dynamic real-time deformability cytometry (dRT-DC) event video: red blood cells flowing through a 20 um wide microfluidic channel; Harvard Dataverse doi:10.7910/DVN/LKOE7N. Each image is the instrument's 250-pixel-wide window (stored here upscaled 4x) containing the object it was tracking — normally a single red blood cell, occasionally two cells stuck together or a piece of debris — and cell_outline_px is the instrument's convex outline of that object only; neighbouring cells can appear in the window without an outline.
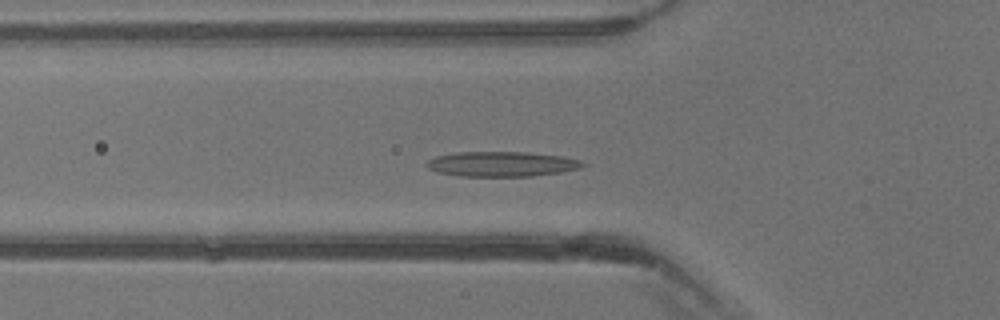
{"species": "common noctule bat (a hibernating species)", "species_latin": "Nyctalus noctula", "temperature_condition": "warm", "stored_images_in_passage": 38, "camera_frame_rate_fps": 3000, "um_per_image_px": 0.085, "animal": {"sex": "male", "body_mass_g": 13.3}, "frame": {"image": 1, "passage_image": 12, "time_ms": 3.667, "image_size_px": [1000, 320], "cell_outline_px": [[588, 164], [580, 168], [560, 172], [532, 176], [460, 176], [440, 172], [428, 168], [424, 164], [428, 160], [436, 156], [456, 152], [528, 152], [560, 156], [580, 160]], "centroid_in_image_um": [42.65, 13.94], "position_along_channel_um": 83.2, "area_um2": 22.66}}
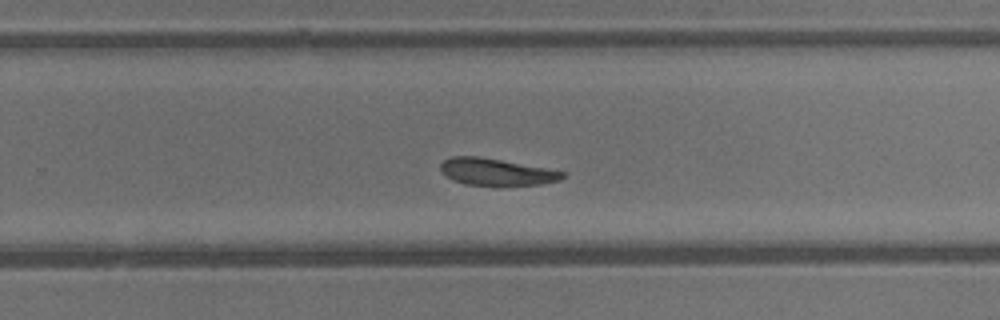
{"frame": {"image": 2, "passage_image": 24, "time_ms": 7.667, "image_size_px": [1000, 320], "cell_outline_px": [[568, 176], [560, 180], [540, 184], [496, 188], [464, 184], [452, 180], [440, 168], [440, 164], [444, 160], [452, 156], [480, 156], [568, 172]], "centroid_in_image_um": [42.25, 14.65], "position_along_channel_um": 287.6, "area_um2": 19.94}}
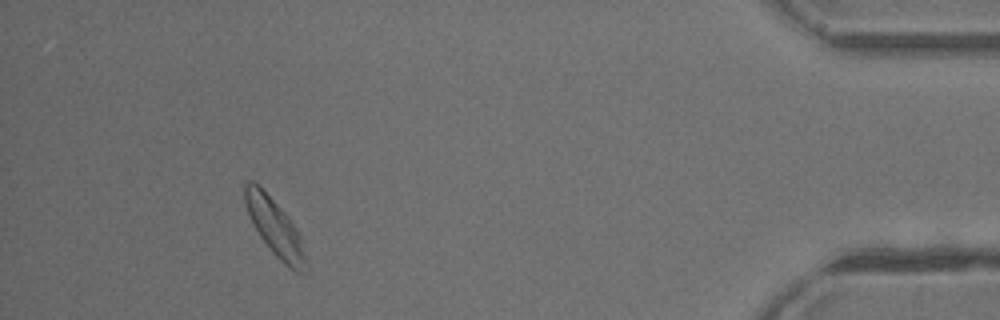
{"frame": {"image": 3, "passage_image": 35, "time_ms": 11.333, "image_size_px": [1000, 320], "cell_outline_px": [[304, 260], [300, 272], [296, 272], [288, 268], [272, 252], [260, 236], [248, 212], [244, 200], [244, 184], [248, 180], [252, 180], [288, 216], [296, 228], [300, 236], [304, 256]], "centroid_in_image_um": [23.31, 19.29], "position_along_channel_um": 411.9, "area_um2": 19.13}}